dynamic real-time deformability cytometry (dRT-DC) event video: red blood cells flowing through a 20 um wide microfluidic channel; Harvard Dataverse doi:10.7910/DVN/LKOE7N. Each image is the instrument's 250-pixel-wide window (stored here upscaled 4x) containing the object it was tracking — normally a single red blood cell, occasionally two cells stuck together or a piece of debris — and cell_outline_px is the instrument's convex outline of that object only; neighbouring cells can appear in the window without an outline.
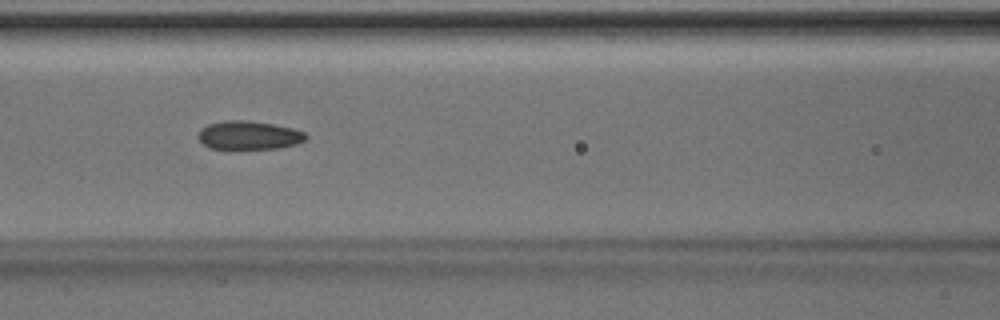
{"species": "Egyptian fruit bat (a non-hibernating species)", "species_latin": "Rousettus aegyptiacus", "temperature_condition": "room temperature", "stored_images_in_passage": 43, "camera_frame_rate_fps": 3000, "um_per_image_px": 0.085, "animal": {"sex": "male"}, "frame": {"image": 1, "passage_image": 21, "time_ms": 6.667, "image_size_px": [1000, 320], "cell_outline_px": [[308, 136], [304, 140], [296, 144], [280, 148], [208, 148], [196, 136], [196, 132], [200, 128], [208, 124], [224, 120], [248, 120], [272, 124], [292, 128], [304, 132]], "centroid_in_image_um": [21.11, 11.48], "position_along_channel_um": 145.5, "area_um2": 17.92}}
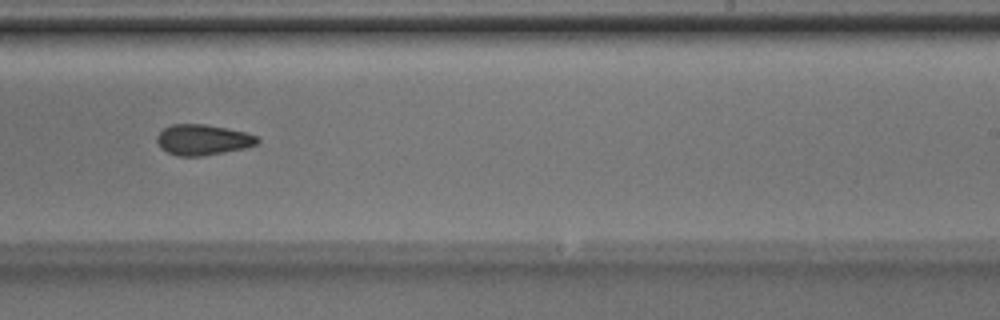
{"frame": {"image": 2, "passage_image": 30, "time_ms": 9.667, "image_size_px": [1000, 320], "cell_outline_px": [[260, 140], [256, 144], [244, 148], [224, 152], [200, 156], [176, 156], [160, 148], [156, 140], [156, 136], [164, 128], [172, 124], [204, 124], [244, 132], [256, 136]], "centroid_in_image_um": [17.19, 11.88], "position_along_channel_um": 271.8, "area_um2": 17.74}}
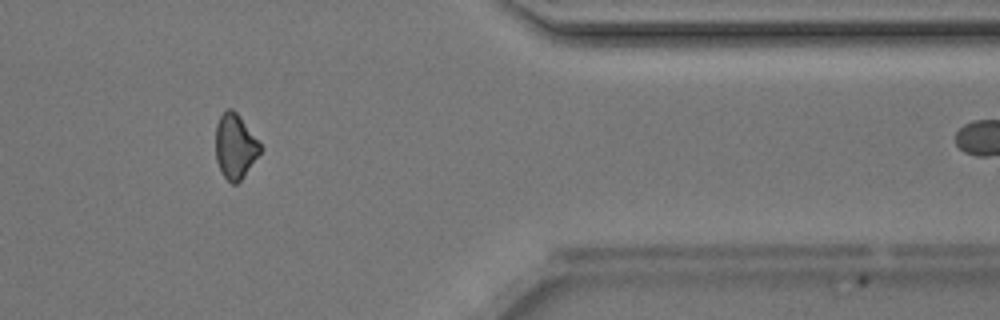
{"frame": {"image": 3, "passage_image": 40, "time_ms": 13.0, "image_size_px": [1000, 320], "cell_outline_px": [[260, 152], [244, 176], [236, 184], [232, 184], [220, 172], [216, 160], [216, 124], [224, 108], [232, 108], [240, 116], [260, 144]], "centroid_in_image_um": [19.95, 12.42], "position_along_channel_um": 391.4, "area_um2": 16.7}, "authors_computed_cell_mechanics": {"area_um2": 18.3226, "velocity_mm_per_s": 4.2323, "shape_relaxation_time_tau1_ms": 8.3552, "shape_relaxation_time_tau2_ms": 10.3006, "deformation_change_tau1": 0.1145, "deformation_change_tau2": 0.1697}}